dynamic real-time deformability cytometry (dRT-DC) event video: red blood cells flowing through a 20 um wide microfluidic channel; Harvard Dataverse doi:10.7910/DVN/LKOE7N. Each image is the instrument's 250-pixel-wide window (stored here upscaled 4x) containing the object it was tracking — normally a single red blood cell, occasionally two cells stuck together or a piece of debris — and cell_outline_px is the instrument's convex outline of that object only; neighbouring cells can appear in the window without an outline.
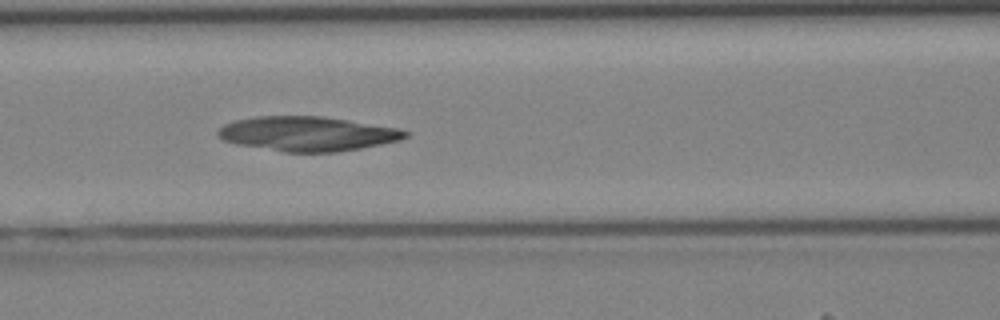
{"species": "Egyptian fruit bat (a non-hibernating species)", "species_latin": "Rousettus aegyptiacus", "temperature_condition": "cold", "stored_images_in_passage": 33, "camera_frame_rate_fps": 3000, "um_per_image_px": 0.085, "animal": {"sex": "female"}, "frame": {"image": 1, "passage_image": 10, "time_ms": 3.0, "image_size_px": [1000, 320], "cell_outline_px": [[408, 136], [400, 140], [360, 148], [336, 152], [284, 152], [236, 144], [224, 140], [216, 136], [216, 132], [224, 124], [236, 120], [256, 116], [320, 116], [348, 120], [396, 128], [408, 132]], "centroid_in_image_um": [26.08, 11.37], "position_along_channel_um": 140.5, "area_um2": 37.51}}
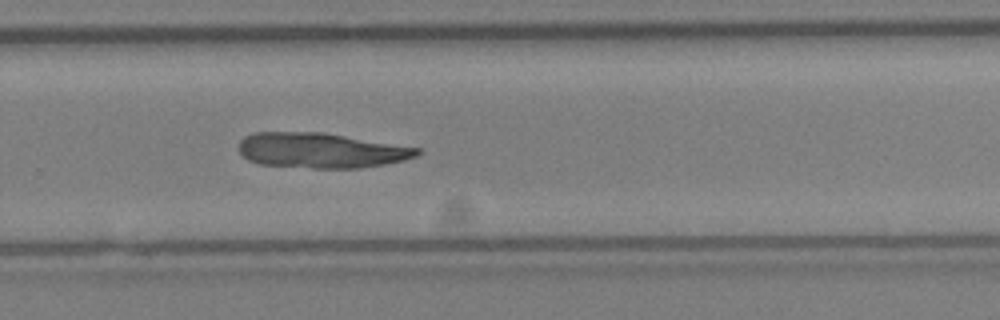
{"frame": {"image": 2, "passage_image": 20, "time_ms": 6.333, "image_size_px": [1000, 320], "cell_outline_px": [[420, 152], [416, 156], [404, 160], [384, 164], [360, 168], [312, 168], [256, 164], [248, 160], [240, 152], [240, 140], [244, 136], [252, 132], [324, 132], [420, 148]], "centroid_in_image_um": [27.26, 12.78], "position_along_channel_um": 302.5, "area_um2": 36.65}}
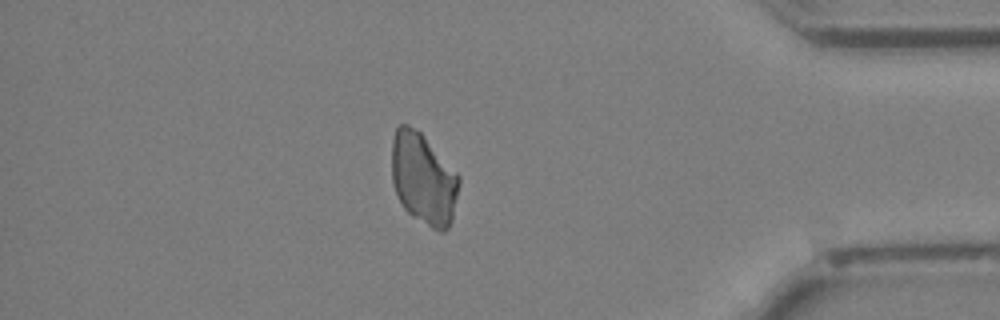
{"frame": {"image": 3, "passage_image": 28, "time_ms": 9.0, "image_size_px": [1000, 320], "cell_outline_px": [[460, 184], [452, 220], [448, 228], [444, 232], [440, 232], [432, 228], [412, 216], [404, 208], [392, 184], [392, 140], [396, 128], [400, 124], [408, 124], [420, 132], [460, 176]], "centroid_in_image_um": [35.99, 15.21], "position_along_channel_um": 399.2, "area_um2": 35.84}}